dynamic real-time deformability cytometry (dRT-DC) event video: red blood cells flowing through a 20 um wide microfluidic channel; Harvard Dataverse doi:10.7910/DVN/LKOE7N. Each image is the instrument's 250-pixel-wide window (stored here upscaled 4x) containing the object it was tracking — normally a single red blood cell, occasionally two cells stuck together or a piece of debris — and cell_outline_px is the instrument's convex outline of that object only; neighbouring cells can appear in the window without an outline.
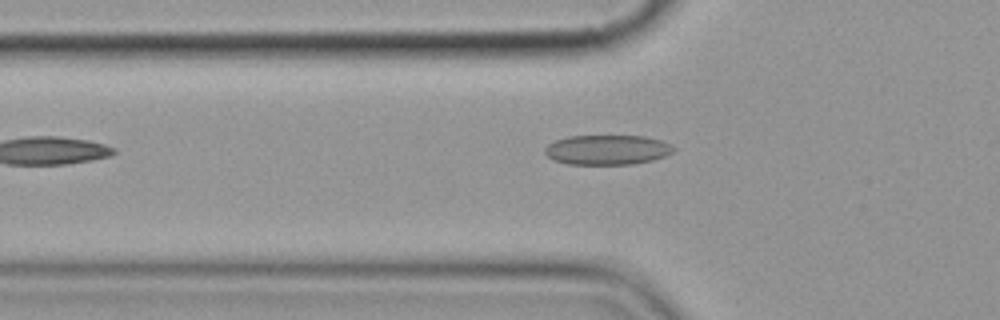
{"species": "common noctule bat (a hibernating species)", "species_latin": "Nyctalus noctula", "temperature_condition": "cold", "stored_images_in_passage": 7, "camera_frame_rate_fps": 3000, "um_per_image_px": 0.085, "animal": {"sex": "female", "body_mass_g": 19.9}, "frame": {"image": 1, "passage_image": 2, "time_ms": 1.333, "image_size_px": [1000, 320], "cell_outline_px": [[676, 148], [672, 152], [664, 156], [652, 160], [632, 164], [568, 164], [552, 160], [544, 152], [544, 148], [548, 144], [556, 140], [568, 136], [644, 136], [660, 140]], "centroid_in_image_um": [51.58, 12.73], "position_along_channel_um": 74.2, "area_um2": 22.25}}
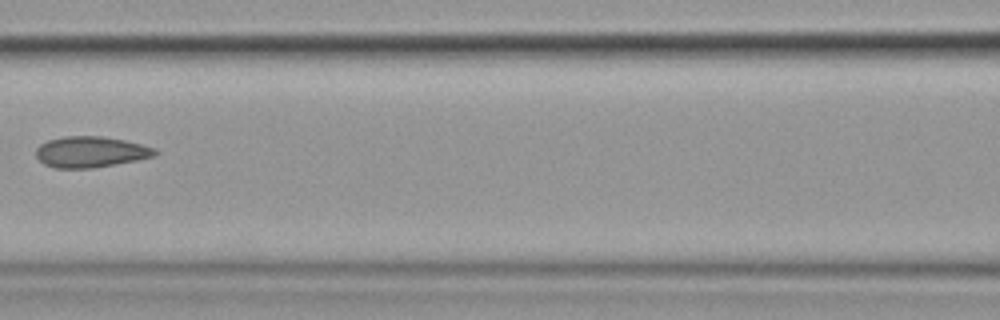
{"frame": {"image": 2, "passage_image": 4, "time_ms": 3.667, "image_size_px": [1000, 320], "cell_outline_px": [[160, 152], [152, 156], [136, 160], [92, 168], [56, 168], [44, 164], [36, 156], [36, 148], [40, 144], [48, 140], [64, 136], [100, 136], [124, 140], [156, 148]], "centroid_in_image_um": [7.69, 12.91], "position_along_channel_um": 158.9, "area_um2": 21.33}}
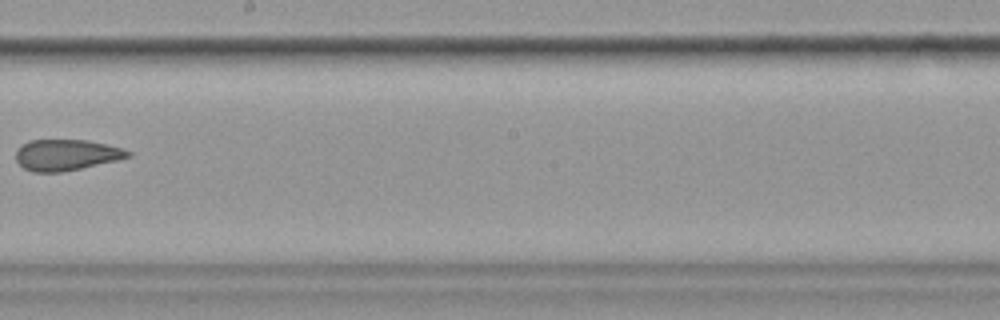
{"frame": {"image": 3, "passage_image": 6, "time_ms": 6.0, "image_size_px": [1000, 320], "cell_outline_px": [[132, 156], [120, 160], [60, 172], [32, 172], [24, 168], [16, 160], [16, 148], [32, 140], [88, 140], [120, 148], [132, 152]], "centroid_in_image_um": [5.64, 13.17], "position_along_channel_um": 242.6, "area_um2": 20.17}}